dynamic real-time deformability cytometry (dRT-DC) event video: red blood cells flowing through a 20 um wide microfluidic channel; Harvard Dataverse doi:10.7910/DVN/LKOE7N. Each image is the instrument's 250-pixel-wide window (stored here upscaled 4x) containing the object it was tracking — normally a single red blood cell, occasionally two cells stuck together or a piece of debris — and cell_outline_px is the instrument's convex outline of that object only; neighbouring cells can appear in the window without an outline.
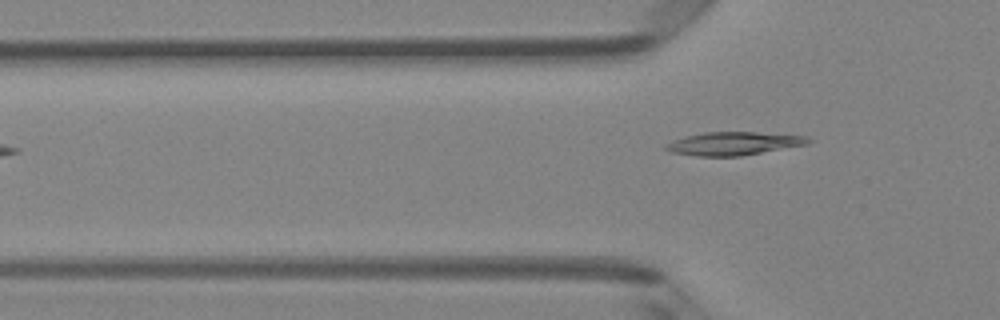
{"species": "Egyptian fruit bat (a non-hibernating species)", "species_latin": "Rousettus aegyptiacus", "temperature_condition": "room temperature", "stored_images_in_passage": 7, "camera_frame_rate_fps": 3000, "um_per_image_px": 0.085, "animal": {"sex": "female"}, "frame": {"image": 1, "passage_image": 7, "time_ms": 7.667, "image_size_px": [1000, 320], "cell_outline_px": [[812, 140], [808, 144], [740, 156], [696, 156], [672, 152], [664, 148], [664, 144], [672, 140], [684, 136], [704, 132], [756, 132], [808, 136]], "centroid_in_image_um": [62.33, 12.19], "position_along_channel_um": 63.5, "area_um2": 19.31}}